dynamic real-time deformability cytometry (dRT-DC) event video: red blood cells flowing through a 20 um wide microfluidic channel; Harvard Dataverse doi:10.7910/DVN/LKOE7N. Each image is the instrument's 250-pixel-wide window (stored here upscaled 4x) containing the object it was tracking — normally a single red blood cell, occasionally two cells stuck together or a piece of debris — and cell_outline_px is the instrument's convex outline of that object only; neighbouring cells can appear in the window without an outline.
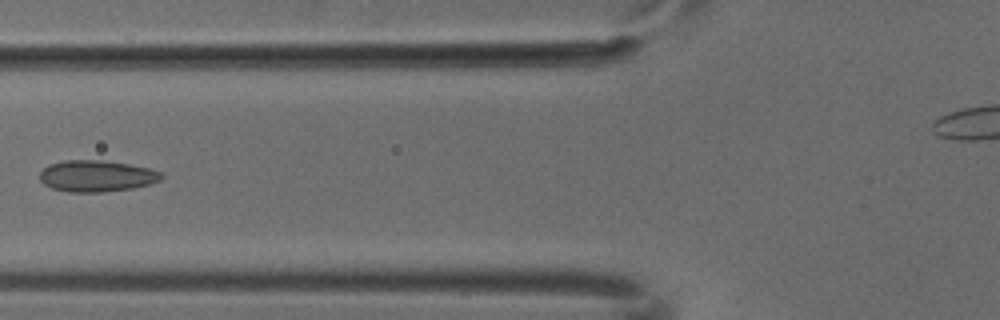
{"species": "common noctule bat (a hibernating species)", "species_latin": "Nyctalus noctula", "temperature_condition": "cold", "stored_images_in_passage": 4, "camera_frame_rate_fps": 3000, "um_per_image_px": 0.085, "animal": {"sex": "male", "body_mass_g": 18.8}, "frame": {"image": 1, "passage_image": 4, "time_ms": 1.0, "image_size_px": [1000, 320], "cell_outline_px": [[164, 176], [160, 180], [148, 184], [132, 188], [104, 192], [68, 192], [52, 188], [44, 184], [40, 180], [40, 172], [48, 164], [64, 160], [104, 160], [128, 164], [148, 168], [164, 172]], "centroid_in_image_um": [8.21, 14.96], "position_along_channel_um": 117.6, "area_um2": 22.37}}